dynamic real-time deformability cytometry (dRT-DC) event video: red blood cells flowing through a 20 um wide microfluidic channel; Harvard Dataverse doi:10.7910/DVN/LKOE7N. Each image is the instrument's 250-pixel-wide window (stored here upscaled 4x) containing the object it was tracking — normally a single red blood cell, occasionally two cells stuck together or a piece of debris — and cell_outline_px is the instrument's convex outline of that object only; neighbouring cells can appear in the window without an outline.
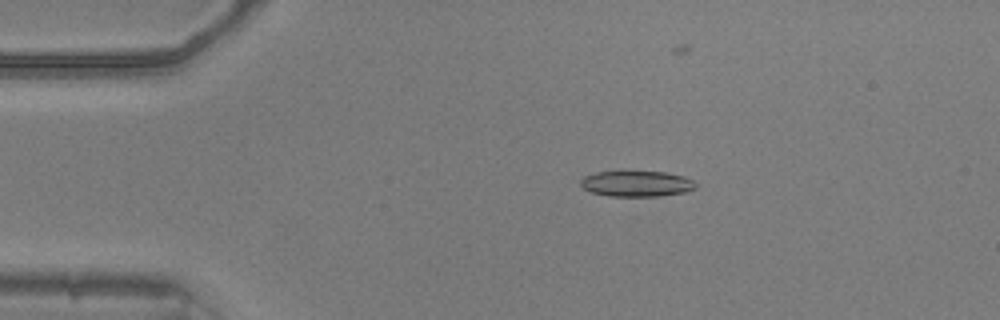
{"species": "common noctule bat (a hibernating species)", "species_latin": "Nyctalus noctula", "temperature_condition": "warm", "stored_images_in_passage": 43, "camera_frame_rate_fps": 3000, "um_per_image_px": 0.085, "animal": {"sex": "male", "body_mass_g": 20.5, "forearm_length_mm": 52.5}, "frame": {"image": 1, "passage_image": 10, "time_ms": 3.0, "image_size_px": [1000, 320], "cell_outline_px": [[696, 188], [684, 192], [656, 196], [608, 196], [592, 192], [584, 188], [580, 184], [580, 180], [584, 176], [596, 172], [620, 168], [624, 168], [664, 172], [684, 176], [692, 180], [696, 184]], "centroid_in_image_um": [54.06, 15.55], "position_along_channel_um": 30.9, "area_um2": 18.09}}
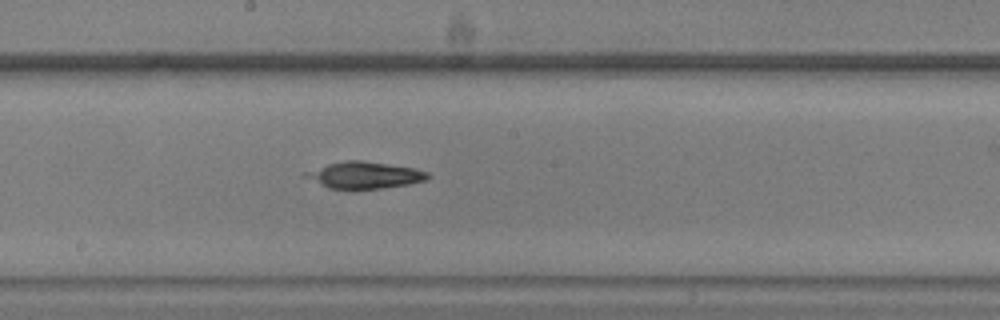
{"frame": {"image": 2, "passage_image": 28, "time_ms": 9.0, "image_size_px": [1000, 320], "cell_outline_px": [[432, 176], [428, 180], [408, 184], [380, 188], [328, 188], [300, 176], [304, 172], [328, 164], [344, 160], [360, 160], [416, 168], [428, 172]], "centroid_in_image_um": [30.98, 14.87], "position_along_channel_um": 217.2, "area_um2": 19.02}}
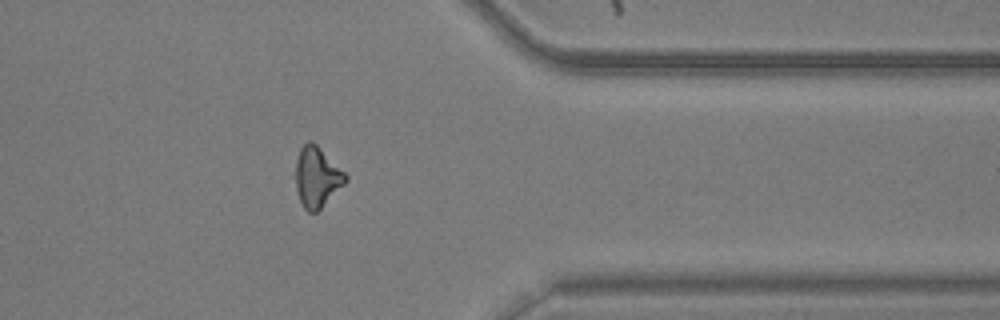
{"frame": {"image": 3, "passage_image": 42, "time_ms": 13.667, "image_size_px": [1000, 320], "cell_outline_px": [[348, 180], [316, 212], [308, 212], [304, 208], [300, 200], [296, 188], [296, 160], [300, 148], [308, 140], [312, 140], [348, 176]], "centroid_in_image_um": [26.93, 15.03], "position_along_channel_um": 384.5, "area_um2": 17.22}}